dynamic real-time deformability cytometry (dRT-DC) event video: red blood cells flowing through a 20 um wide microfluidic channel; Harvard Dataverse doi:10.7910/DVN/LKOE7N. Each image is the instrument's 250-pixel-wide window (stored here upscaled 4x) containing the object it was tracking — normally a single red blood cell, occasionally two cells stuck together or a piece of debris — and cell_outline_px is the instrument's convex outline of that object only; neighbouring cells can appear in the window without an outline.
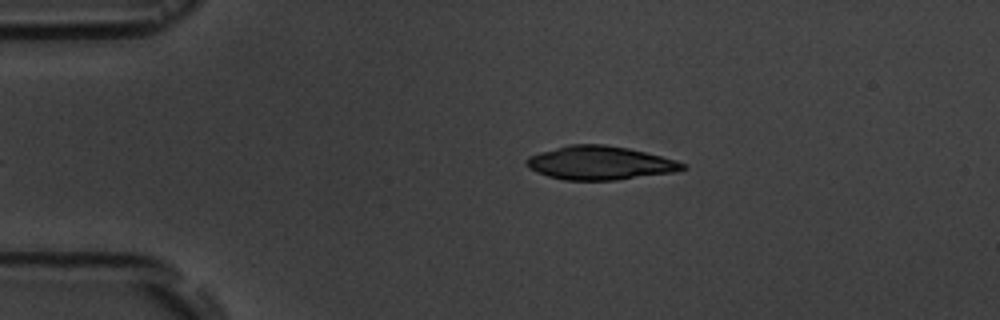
{"species": "common noctule bat (a hibernating species)", "species_latin": "Nyctalus noctula", "temperature_condition": "room temperature", "stored_images_in_passage": 3, "camera_frame_rate_fps": 3000, "um_per_image_px": 0.085, "animal": {"sex": "male", "body_mass_g": 19.5, "forearm_length_mm": 54.6}, "frame": {"image": 1, "passage_image": 3, "time_ms": 2.667, "image_size_px": [1000, 320], "cell_outline_px": [[688, 168], [672, 172], [616, 180], [564, 180], [548, 176], [536, 172], [528, 168], [524, 164], [524, 160], [528, 156], [540, 152], [568, 144], [604, 144], [628, 148], [676, 160], [684, 164]], "centroid_in_image_um": [50.93, 13.85], "position_along_channel_um": 34.1, "area_um2": 30.58}}